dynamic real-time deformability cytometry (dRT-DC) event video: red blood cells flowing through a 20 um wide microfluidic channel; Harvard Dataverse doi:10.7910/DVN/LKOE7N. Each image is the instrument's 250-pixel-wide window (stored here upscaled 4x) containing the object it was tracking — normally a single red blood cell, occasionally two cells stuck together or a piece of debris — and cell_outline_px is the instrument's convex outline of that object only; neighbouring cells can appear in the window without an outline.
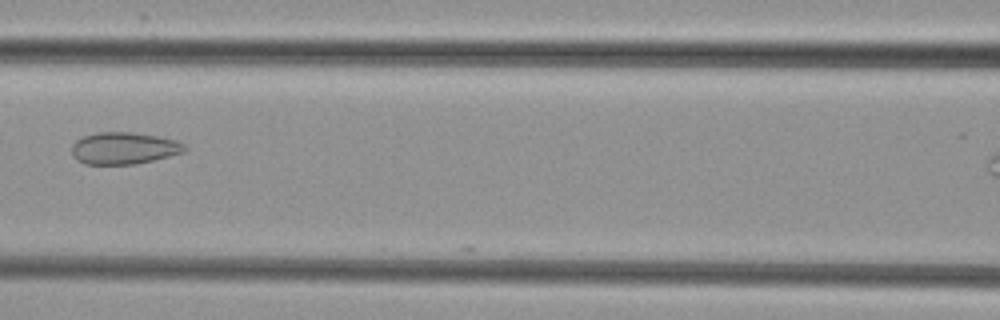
{"species": "common noctule bat (a hibernating species)", "species_latin": "Nyctalus noctula", "temperature_condition": "cold", "stored_images_in_passage": 4, "camera_frame_rate_fps": 3000, "um_per_image_px": 0.085, "animal": {"sex": "female", "body_mass_g": 29.2, "forearm_length_mm": 56.3}, "frame": {"image": 1, "passage_image": 3, "time_ms": 2.333, "image_size_px": [1000, 320], "cell_outline_px": [[188, 148], [184, 152], [136, 164], [84, 164], [76, 160], [72, 156], [72, 144], [76, 140], [84, 136], [96, 132], [132, 132], [156, 136], [176, 140], [184, 144]], "centroid_in_image_um": [10.5, 12.6], "position_along_channel_um": 156.1, "area_um2": 21.04}}